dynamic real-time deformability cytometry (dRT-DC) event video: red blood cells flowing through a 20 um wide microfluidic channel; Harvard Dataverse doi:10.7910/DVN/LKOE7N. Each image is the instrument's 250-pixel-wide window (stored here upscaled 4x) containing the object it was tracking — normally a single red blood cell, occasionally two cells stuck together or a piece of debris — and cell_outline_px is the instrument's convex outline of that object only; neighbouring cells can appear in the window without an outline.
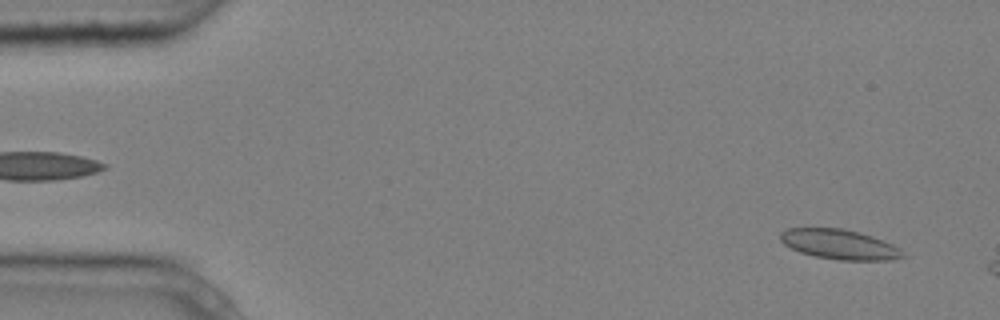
{"species": "common noctule bat (a hibernating species)", "species_latin": "Nyctalus noctula", "temperature_condition": "cold", "stored_images_in_passage": 3, "camera_frame_rate_fps": 3000, "um_per_image_px": 0.085, "animal": {"sex": "male", "body_mass_g": 20.4}, "frame": {"image": 1, "passage_image": 1, "time_ms": 0.0, "image_size_px": [1000, 320], "cell_outline_px": [[908, 256], [892, 260], [840, 260], [816, 256], [800, 252], [784, 244], [780, 240], [780, 232], [788, 228], [844, 228], [860, 232], [872, 236], [892, 244], [900, 248]], "centroid_in_image_um": [71.39, 20.77], "position_along_channel_um": 13.6, "area_um2": 21.39}}